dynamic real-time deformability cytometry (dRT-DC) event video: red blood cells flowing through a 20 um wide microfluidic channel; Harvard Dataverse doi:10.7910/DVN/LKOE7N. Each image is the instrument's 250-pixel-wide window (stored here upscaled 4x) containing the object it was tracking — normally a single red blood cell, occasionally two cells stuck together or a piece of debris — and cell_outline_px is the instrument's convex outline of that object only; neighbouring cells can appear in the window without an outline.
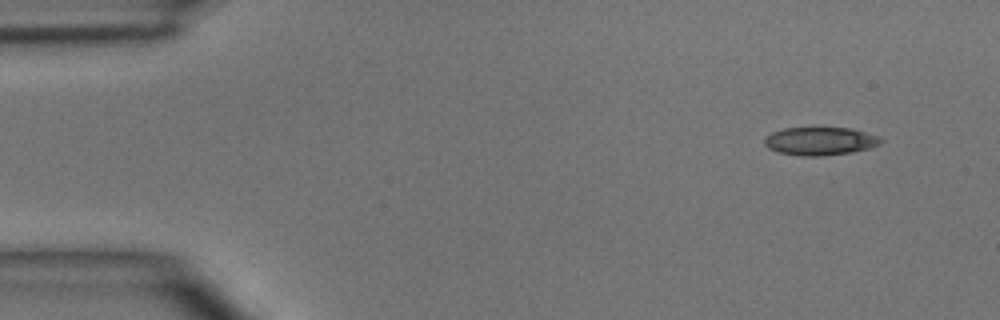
{"species": "common noctule bat (a hibernating species)", "species_latin": "Nyctalus noctula", "temperature_condition": "room temperature", "stored_images_in_passage": 3, "camera_frame_rate_fps": 3000, "um_per_image_px": 0.085, "animal": {"sex": "male", "body_mass_g": 15.6}, "frame": {"image": 1, "passage_image": 1, "time_ms": 0.0, "image_size_px": [1000, 320], "cell_outline_px": [[884, 140], [880, 144], [868, 148], [852, 152], [820, 156], [800, 156], [780, 152], [768, 148], [764, 144], [764, 140], [772, 132], [784, 128], [852, 128], [876, 136]], "centroid_in_image_um": [69.7, 12.0], "position_along_channel_um": 15.3, "area_um2": 18.84}}
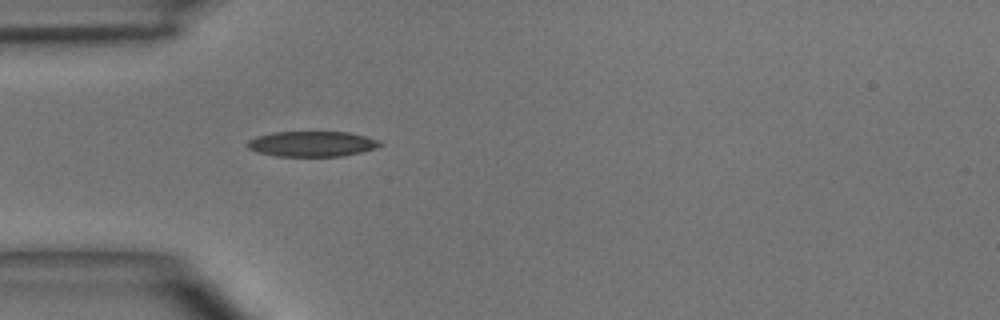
{"frame": {"image": 2, "passage_image": 3, "time_ms": 3.333, "image_size_px": [1000, 320], "cell_outline_px": [[384, 144], [376, 148], [344, 156], [276, 156], [256, 152], [248, 148], [244, 144], [248, 140], [256, 136], [272, 132], [348, 132], [380, 140]], "centroid_in_image_um": [26.49, 12.23], "position_along_channel_um": 58.5, "area_um2": 19.77}}